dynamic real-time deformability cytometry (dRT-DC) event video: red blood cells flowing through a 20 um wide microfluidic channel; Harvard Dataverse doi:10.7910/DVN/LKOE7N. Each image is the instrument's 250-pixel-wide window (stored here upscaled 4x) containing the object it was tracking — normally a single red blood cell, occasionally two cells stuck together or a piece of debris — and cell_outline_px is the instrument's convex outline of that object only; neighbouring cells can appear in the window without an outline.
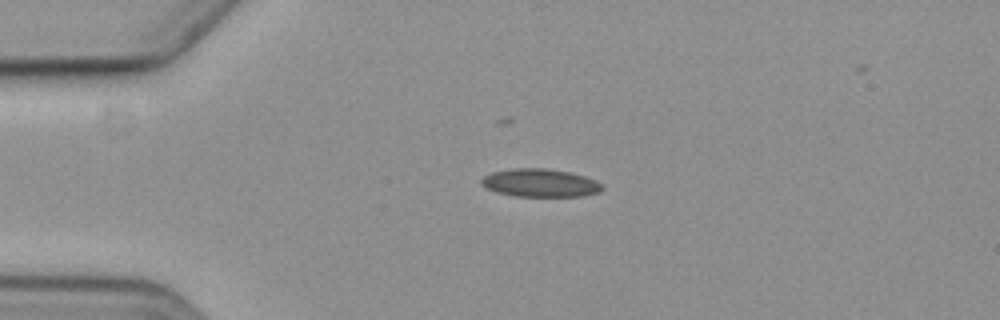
{"species": "common noctule bat (a hibernating species)", "species_latin": "Nyctalus noctula", "temperature_condition": "cold", "stored_images_in_passage": 2, "camera_frame_rate_fps": 3000, "um_per_image_px": 0.085, "animal": {"sex": "female", "body_mass_g": 19.3, "forearm_length_mm": 54.1}, "frame": {"image": 1, "passage_image": 1, "time_ms": 0.0, "image_size_px": [1000, 320], "cell_outline_px": [[604, 188], [600, 192], [584, 196], [516, 196], [496, 192], [480, 184], [480, 180], [484, 176], [492, 172], [512, 168], [544, 168], [572, 172], [596, 180]], "centroid_in_image_um": [45.92, 15.54], "position_along_channel_um": 39.1, "area_um2": 19.83}}